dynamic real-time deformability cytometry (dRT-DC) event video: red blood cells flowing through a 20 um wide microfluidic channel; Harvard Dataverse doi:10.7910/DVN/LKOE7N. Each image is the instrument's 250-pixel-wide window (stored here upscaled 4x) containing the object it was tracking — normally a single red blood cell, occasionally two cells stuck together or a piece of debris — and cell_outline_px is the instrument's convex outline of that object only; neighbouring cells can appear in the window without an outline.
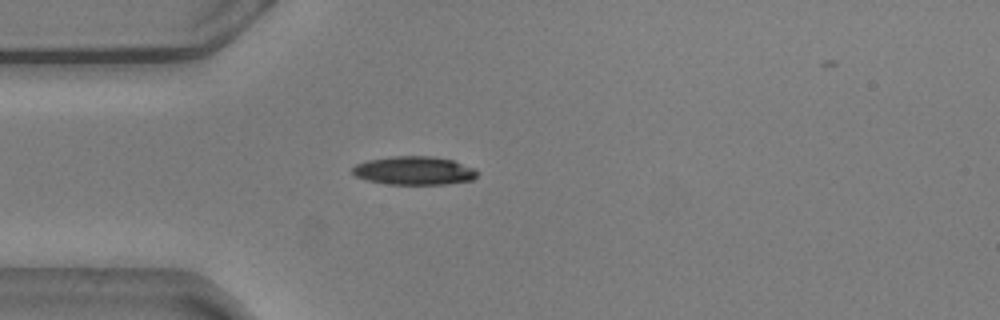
{"species": "common noctule bat (a hibernating species)", "species_latin": "Nyctalus noctula", "temperature_condition": "warm", "stored_images_in_passage": 19, "camera_frame_rate_fps": 3000, "um_per_image_px": 0.085, "animal": {"sex": "male", "body_mass_g": 20.5, "forearm_length_mm": 52.5}, "frame": {"image": 1, "passage_image": 1, "time_ms": 0.0, "image_size_px": [1000, 320], "cell_outline_px": [[480, 172], [472, 180], [448, 184], [388, 184], [368, 180], [356, 176], [352, 172], [352, 168], [356, 164], [368, 160], [392, 156], [432, 156], [452, 160], [476, 168]], "centroid_in_image_um": [35.24, 14.5], "position_along_channel_um": 49.8, "area_um2": 20.75}}